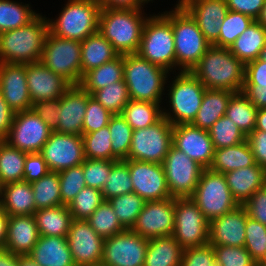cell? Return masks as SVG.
Wrapping results in <instances>:
<instances>
[{
    "mask_svg": "<svg viewBox=\"0 0 266 266\" xmlns=\"http://www.w3.org/2000/svg\"><path fill=\"white\" fill-rule=\"evenodd\" d=\"M190 72L207 89L243 90L245 65L229 48L211 45Z\"/></svg>",
    "mask_w": 266,
    "mask_h": 266,
    "instance_id": "6da1fadb",
    "label": "cell"
},
{
    "mask_svg": "<svg viewBox=\"0 0 266 266\" xmlns=\"http://www.w3.org/2000/svg\"><path fill=\"white\" fill-rule=\"evenodd\" d=\"M48 33V21L40 14L22 27L0 33V63L31 64L41 61Z\"/></svg>",
    "mask_w": 266,
    "mask_h": 266,
    "instance_id": "7a4b0ae2",
    "label": "cell"
},
{
    "mask_svg": "<svg viewBox=\"0 0 266 266\" xmlns=\"http://www.w3.org/2000/svg\"><path fill=\"white\" fill-rule=\"evenodd\" d=\"M143 15L142 9H101L98 31L119 55L137 53L148 19Z\"/></svg>",
    "mask_w": 266,
    "mask_h": 266,
    "instance_id": "3957f363",
    "label": "cell"
},
{
    "mask_svg": "<svg viewBox=\"0 0 266 266\" xmlns=\"http://www.w3.org/2000/svg\"><path fill=\"white\" fill-rule=\"evenodd\" d=\"M169 73L138 53L123 55V79L131 100L161 103Z\"/></svg>",
    "mask_w": 266,
    "mask_h": 266,
    "instance_id": "277c9868",
    "label": "cell"
},
{
    "mask_svg": "<svg viewBox=\"0 0 266 266\" xmlns=\"http://www.w3.org/2000/svg\"><path fill=\"white\" fill-rule=\"evenodd\" d=\"M172 24L176 66L181 71H191L211 44L199 29L195 20L183 8H174L163 14Z\"/></svg>",
    "mask_w": 266,
    "mask_h": 266,
    "instance_id": "5b68a950",
    "label": "cell"
},
{
    "mask_svg": "<svg viewBox=\"0 0 266 266\" xmlns=\"http://www.w3.org/2000/svg\"><path fill=\"white\" fill-rule=\"evenodd\" d=\"M100 6L95 0H68L56 20H49V32L82 42L98 32Z\"/></svg>",
    "mask_w": 266,
    "mask_h": 266,
    "instance_id": "8992f818",
    "label": "cell"
},
{
    "mask_svg": "<svg viewBox=\"0 0 266 266\" xmlns=\"http://www.w3.org/2000/svg\"><path fill=\"white\" fill-rule=\"evenodd\" d=\"M137 53L168 72L177 68L172 24L162 13L146 20Z\"/></svg>",
    "mask_w": 266,
    "mask_h": 266,
    "instance_id": "52a82bcc",
    "label": "cell"
},
{
    "mask_svg": "<svg viewBox=\"0 0 266 266\" xmlns=\"http://www.w3.org/2000/svg\"><path fill=\"white\" fill-rule=\"evenodd\" d=\"M206 89L191 72L180 71L172 80L169 94L167 93L173 114L163 109V117L173 125L191 124L196 118Z\"/></svg>",
    "mask_w": 266,
    "mask_h": 266,
    "instance_id": "ba28073f",
    "label": "cell"
},
{
    "mask_svg": "<svg viewBox=\"0 0 266 266\" xmlns=\"http://www.w3.org/2000/svg\"><path fill=\"white\" fill-rule=\"evenodd\" d=\"M190 198L210 222L239 206L230 192L224 174L203 169L199 182Z\"/></svg>",
    "mask_w": 266,
    "mask_h": 266,
    "instance_id": "9c48e42d",
    "label": "cell"
},
{
    "mask_svg": "<svg viewBox=\"0 0 266 266\" xmlns=\"http://www.w3.org/2000/svg\"><path fill=\"white\" fill-rule=\"evenodd\" d=\"M41 62L71 85H78L81 76V42L48 33Z\"/></svg>",
    "mask_w": 266,
    "mask_h": 266,
    "instance_id": "30bf717a",
    "label": "cell"
},
{
    "mask_svg": "<svg viewBox=\"0 0 266 266\" xmlns=\"http://www.w3.org/2000/svg\"><path fill=\"white\" fill-rule=\"evenodd\" d=\"M172 236L183 249L208 244L209 221L190 197H175Z\"/></svg>",
    "mask_w": 266,
    "mask_h": 266,
    "instance_id": "8fae6325",
    "label": "cell"
},
{
    "mask_svg": "<svg viewBox=\"0 0 266 266\" xmlns=\"http://www.w3.org/2000/svg\"><path fill=\"white\" fill-rule=\"evenodd\" d=\"M173 124L162 118L156 124L133 130L128 160L162 164L172 146Z\"/></svg>",
    "mask_w": 266,
    "mask_h": 266,
    "instance_id": "7c38bea8",
    "label": "cell"
},
{
    "mask_svg": "<svg viewBox=\"0 0 266 266\" xmlns=\"http://www.w3.org/2000/svg\"><path fill=\"white\" fill-rule=\"evenodd\" d=\"M162 166L167 186L172 197H190L199 182L203 167L173 145Z\"/></svg>",
    "mask_w": 266,
    "mask_h": 266,
    "instance_id": "4fadbf2b",
    "label": "cell"
},
{
    "mask_svg": "<svg viewBox=\"0 0 266 266\" xmlns=\"http://www.w3.org/2000/svg\"><path fill=\"white\" fill-rule=\"evenodd\" d=\"M148 240L131 229L104 240L100 266H144Z\"/></svg>",
    "mask_w": 266,
    "mask_h": 266,
    "instance_id": "5bb4252c",
    "label": "cell"
},
{
    "mask_svg": "<svg viewBox=\"0 0 266 266\" xmlns=\"http://www.w3.org/2000/svg\"><path fill=\"white\" fill-rule=\"evenodd\" d=\"M51 132L52 130L33 109H29L15 113L4 141L27 154L40 153Z\"/></svg>",
    "mask_w": 266,
    "mask_h": 266,
    "instance_id": "9a60e30c",
    "label": "cell"
},
{
    "mask_svg": "<svg viewBox=\"0 0 266 266\" xmlns=\"http://www.w3.org/2000/svg\"><path fill=\"white\" fill-rule=\"evenodd\" d=\"M174 218V197L159 201H146L131 230L147 240L172 236Z\"/></svg>",
    "mask_w": 266,
    "mask_h": 266,
    "instance_id": "2e32d148",
    "label": "cell"
},
{
    "mask_svg": "<svg viewBox=\"0 0 266 266\" xmlns=\"http://www.w3.org/2000/svg\"><path fill=\"white\" fill-rule=\"evenodd\" d=\"M40 154L49 170L57 173L81 165L85 160L82 136L52 131Z\"/></svg>",
    "mask_w": 266,
    "mask_h": 266,
    "instance_id": "e0dca14e",
    "label": "cell"
},
{
    "mask_svg": "<svg viewBox=\"0 0 266 266\" xmlns=\"http://www.w3.org/2000/svg\"><path fill=\"white\" fill-rule=\"evenodd\" d=\"M128 164L133 192L145 201L171 198L162 164L124 160Z\"/></svg>",
    "mask_w": 266,
    "mask_h": 266,
    "instance_id": "ac0fdd59",
    "label": "cell"
},
{
    "mask_svg": "<svg viewBox=\"0 0 266 266\" xmlns=\"http://www.w3.org/2000/svg\"><path fill=\"white\" fill-rule=\"evenodd\" d=\"M67 240L73 262L100 266L105 239L95 232L87 220L73 219Z\"/></svg>",
    "mask_w": 266,
    "mask_h": 266,
    "instance_id": "d6986e66",
    "label": "cell"
},
{
    "mask_svg": "<svg viewBox=\"0 0 266 266\" xmlns=\"http://www.w3.org/2000/svg\"><path fill=\"white\" fill-rule=\"evenodd\" d=\"M172 145L204 169L211 166L215 148L207 130L192 124L173 125Z\"/></svg>",
    "mask_w": 266,
    "mask_h": 266,
    "instance_id": "ffe728a7",
    "label": "cell"
},
{
    "mask_svg": "<svg viewBox=\"0 0 266 266\" xmlns=\"http://www.w3.org/2000/svg\"><path fill=\"white\" fill-rule=\"evenodd\" d=\"M180 7L191 15L211 45L219 39L222 20L228 12L226 0H179L175 8Z\"/></svg>",
    "mask_w": 266,
    "mask_h": 266,
    "instance_id": "44dd1931",
    "label": "cell"
},
{
    "mask_svg": "<svg viewBox=\"0 0 266 266\" xmlns=\"http://www.w3.org/2000/svg\"><path fill=\"white\" fill-rule=\"evenodd\" d=\"M26 79L32 104L60 98L72 85L41 61L26 64Z\"/></svg>",
    "mask_w": 266,
    "mask_h": 266,
    "instance_id": "7402d4cb",
    "label": "cell"
},
{
    "mask_svg": "<svg viewBox=\"0 0 266 266\" xmlns=\"http://www.w3.org/2000/svg\"><path fill=\"white\" fill-rule=\"evenodd\" d=\"M0 92L15 113L32 109L26 64L0 63Z\"/></svg>",
    "mask_w": 266,
    "mask_h": 266,
    "instance_id": "603a6c76",
    "label": "cell"
},
{
    "mask_svg": "<svg viewBox=\"0 0 266 266\" xmlns=\"http://www.w3.org/2000/svg\"><path fill=\"white\" fill-rule=\"evenodd\" d=\"M248 213L243 205L209 222L208 244L244 247Z\"/></svg>",
    "mask_w": 266,
    "mask_h": 266,
    "instance_id": "cb8c5ba5",
    "label": "cell"
},
{
    "mask_svg": "<svg viewBox=\"0 0 266 266\" xmlns=\"http://www.w3.org/2000/svg\"><path fill=\"white\" fill-rule=\"evenodd\" d=\"M90 94L79 85H72L61 97L56 132L81 135Z\"/></svg>",
    "mask_w": 266,
    "mask_h": 266,
    "instance_id": "d4e9b609",
    "label": "cell"
},
{
    "mask_svg": "<svg viewBox=\"0 0 266 266\" xmlns=\"http://www.w3.org/2000/svg\"><path fill=\"white\" fill-rule=\"evenodd\" d=\"M40 237L34 215L9 216L4 248L16 255H29Z\"/></svg>",
    "mask_w": 266,
    "mask_h": 266,
    "instance_id": "484cf974",
    "label": "cell"
},
{
    "mask_svg": "<svg viewBox=\"0 0 266 266\" xmlns=\"http://www.w3.org/2000/svg\"><path fill=\"white\" fill-rule=\"evenodd\" d=\"M231 194L239 205L266 184V170L257 163L253 166L232 170L224 174Z\"/></svg>",
    "mask_w": 266,
    "mask_h": 266,
    "instance_id": "4316f807",
    "label": "cell"
},
{
    "mask_svg": "<svg viewBox=\"0 0 266 266\" xmlns=\"http://www.w3.org/2000/svg\"><path fill=\"white\" fill-rule=\"evenodd\" d=\"M29 256L39 266H68L73 262L67 237L40 236Z\"/></svg>",
    "mask_w": 266,
    "mask_h": 266,
    "instance_id": "83f0119b",
    "label": "cell"
},
{
    "mask_svg": "<svg viewBox=\"0 0 266 266\" xmlns=\"http://www.w3.org/2000/svg\"><path fill=\"white\" fill-rule=\"evenodd\" d=\"M0 201L8 216L34 215L37 211L32 185L25 181L3 185Z\"/></svg>",
    "mask_w": 266,
    "mask_h": 266,
    "instance_id": "f1b7e54d",
    "label": "cell"
},
{
    "mask_svg": "<svg viewBox=\"0 0 266 266\" xmlns=\"http://www.w3.org/2000/svg\"><path fill=\"white\" fill-rule=\"evenodd\" d=\"M234 94L225 89H206L202 104L191 124L208 131L219 118L226 114L228 102Z\"/></svg>",
    "mask_w": 266,
    "mask_h": 266,
    "instance_id": "f546056e",
    "label": "cell"
},
{
    "mask_svg": "<svg viewBox=\"0 0 266 266\" xmlns=\"http://www.w3.org/2000/svg\"><path fill=\"white\" fill-rule=\"evenodd\" d=\"M256 164L253 152L247 140L242 143L215 149L210 170L225 174L226 172L241 169Z\"/></svg>",
    "mask_w": 266,
    "mask_h": 266,
    "instance_id": "4dcf8cb0",
    "label": "cell"
},
{
    "mask_svg": "<svg viewBox=\"0 0 266 266\" xmlns=\"http://www.w3.org/2000/svg\"><path fill=\"white\" fill-rule=\"evenodd\" d=\"M119 54L99 31L81 42V76L91 69L112 61Z\"/></svg>",
    "mask_w": 266,
    "mask_h": 266,
    "instance_id": "1f68e13d",
    "label": "cell"
},
{
    "mask_svg": "<svg viewBox=\"0 0 266 266\" xmlns=\"http://www.w3.org/2000/svg\"><path fill=\"white\" fill-rule=\"evenodd\" d=\"M266 44V28L254 20L229 47L230 52L244 65L259 58Z\"/></svg>",
    "mask_w": 266,
    "mask_h": 266,
    "instance_id": "d6a6232c",
    "label": "cell"
},
{
    "mask_svg": "<svg viewBox=\"0 0 266 266\" xmlns=\"http://www.w3.org/2000/svg\"><path fill=\"white\" fill-rule=\"evenodd\" d=\"M183 251L173 236L150 239L144 266H181Z\"/></svg>",
    "mask_w": 266,
    "mask_h": 266,
    "instance_id": "836d02e7",
    "label": "cell"
},
{
    "mask_svg": "<svg viewBox=\"0 0 266 266\" xmlns=\"http://www.w3.org/2000/svg\"><path fill=\"white\" fill-rule=\"evenodd\" d=\"M40 236L67 237L72 215L66 205L42 208L34 213Z\"/></svg>",
    "mask_w": 266,
    "mask_h": 266,
    "instance_id": "e575fe53",
    "label": "cell"
},
{
    "mask_svg": "<svg viewBox=\"0 0 266 266\" xmlns=\"http://www.w3.org/2000/svg\"><path fill=\"white\" fill-rule=\"evenodd\" d=\"M123 80V55H118L112 61L91 69L82 75L78 84L83 90L92 94L107 85Z\"/></svg>",
    "mask_w": 266,
    "mask_h": 266,
    "instance_id": "d590c367",
    "label": "cell"
},
{
    "mask_svg": "<svg viewBox=\"0 0 266 266\" xmlns=\"http://www.w3.org/2000/svg\"><path fill=\"white\" fill-rule=\"evenodd\" d=\"M159 103L130 100L121 115L133 130L150 127L163 118Z\"/></svg>",
    "mask_w": 266,
    "mask_h": 266,
    "instance_id": "8d00e7d4",
    "label": "cell"
},
{
    "mask_svg": "<svg viewBox=\"0 0 266 266\" xmlns=\"http://www.w3.org/2000/svg\"><path fill=\"white\" fill-rule=\"evenodd\" d=\"M26 155L6 141L0 142V180L3 185L23 181Z\"/></svg>",
    "mask_w": 266,
    "mask_h": 266,
    "instance_id": "74e56055",
    "label": "cell"
},
{
    "mask_svg": "<svg viewBox=\"0 0 266 266\" xmlns=\"http://www.w3.org/2000/svg\"><path fill=\"white\" fill-rule=\"evenodd\" d=\"M257 108L241 92L235 93L228 102L226 116L247 136L256 125Z\"/></svg>",
    "mask_w": 266,
    "mask_h": 266,
    "instance_id": "f35d334b",
    "label": "cell"
},
{
    "mask_svg": "<svg viewBox=\"0 0 266 266\" xmlns=\"http://www.w3.org/2000/svg\"><path fill=\"white\" fill-rule=\"evenodd\" d=\"M36 210L63 205L61 202L60 180L57 172L49 171L39 180L32 182Z\"/></svg>",
    "mask_w": 266,
    "mask_h": 266,
    "instance_id": "ab89813d",
    "label": "cell"
},
{
    "mask_svg": "<svg viewBox=\"0 0 266 266\" xmlns=\"http://www.w3.org/2000/svg\"><path fill=\"white\" fill-rule=\"evenodd\" d=\"M16 1L0 0V33L14 30L31 22L39 13Z\"/></svg>",
    "mask_w": 266,
    "mask_h": 266,
    "instance_id": "60d3db41",
    "label": "cell"
},
{
    "mask_svg": "<svg viewBox=\"0 0 266 266\" xmlns=\"http://www.w3.org/2000/svg\"><path fill=\"white\" fill-rule=\"evenodd\" d=\"M108 128L112 147V161L126 160L133 135L132 127L121 114L112 115Z\"/></svg>",
    "mask_w": 266,
    "mask_h": 266,
    "instance_id": "b9f144b4",
    "label": "cell"
},
{
    "mask_svg": "<svg viewBox=\"0 0 266 266\" xmlns=\"http://www.w3.org/2000/svg\"><path fill=\"white\" fill-rule=\"evenodd\" d=\"M108 201L125 229L133 227L146 203L142 197L134 192L110 198Z\"/></svg>",
    "mask_w": 266,
    "mask_h": 266,
    "instance_id": "7bdbcfd3",
    "label": "cell"
},
{
    "mask_svg": "<svg viewBox=\"0 0 266 266\" xmlns=\"http://www.w3.org/2000/svg\"><path fill=\"white\" fill-rule=\"evenodd\" d=\"M208 132L215 149L238 145L247 138L244 132L226 115L219 118Z\"/></svg>",
    "mask_w": 266,
    "mask_h": 266,
    "instance_id": "ee69618b",
    "label": "cell"
},
{
    "mask_svg": "<svg viewBox=\"0 0 266 266\" xmlns=\"http://www.w3.org/2000/svg\"><path fill=\"white\" fill-rule=\"evenodd\" d=\"M87 221L95 232L104 239L125 230L119 222L112 205L107 200L99 205Z\"/></svg>",
    "mask_w": 266,
    "mask_h": 266,
    "instance_id": "f6af8a7d",
    "label": "cell"
},
{
    "mask_svg": "<svg viewBox=\"0 0 266 266\" xmlns=\"http://www.w3.org/2000/svg\"><path fill=\"white\" fill-rule=\"evenodd\" d=\"M91 96L113 115L121 114L125 105L131 100L124 79L95 90Z\"/></svg>",
    "mask_w": 266,
    "mask_h": 266,
    "instance_id": "bcb514c9",
    "label": "cell"
},
{
    "mask_svg": "<svg viewBox=\"0 0 266 266\" xmlns=\"http://www.w3.org/2000/svg\"><path fill=\"white\" fill-rule=\"evenodd\" d=\"M253 21L245 14L228 10L222 20L219 39L213 45L229 48Z\"/></svg>",
    "mask_w": 266,
    "mask_h": 266,
    "instance_id": "7dc6e473",
    "label": "cell"
},
{
    "mask_svg": "<svg viewBox=\"0 0 266 266\" xmlns=\"http://www.w3.org/2000/svg\"><path fill=\"white\" fill-rule=\"evenodd\" d=\"M107 180L102 189L104 200L108 201L110 198L133 192L128 164L124 160H118L112 166Z\"/></svg>",
    "mask_w": 266,
    "mask_h": 266,
    "instance_id": "c3c4849f",
    "label": "cell"
},
{
    "mask_svg": "<svg viewBox=\"0 0 266 266\" xmlns=\"http://www.w3.org/2000/svg\"><path fill=\"white\" fill-rule=\"evenodd\" d=\"M108 126L83 134L84 156L87 159L112 160V147Z\"/></svg>",
    "mask_w": 266,
    "mask_h": 266,
    "instance_id": "681fc988",
    "label": "cell"
},
{
    "mask_svg": "<svg viewBox=\"0 0 266 266\" xmlns=\"http://www.w3.org/2000/svg\"><path fill=\"white\" fill-rule=\"evenodd\" d=\"M105 201L102 191L86 186L68 205V209L74 220H87Z\"/></svg>",
    "mask_w": 266,
    "mask_h": 266,
    "instance_id": "f907efd6",
    "label": "cell"
},
{
    "mask_svg": "<svg viewBox=\"0 0 266 266\" xmlns=\"http://www.w3.org/2000/svg\"><path fill=\"white\" fill-rule=\"evenodd\" d=\"M244 247L251 257L259 263L266 254V225L247 217Z\"/></svg>",
    "mask_w": 266,
    "mask_h": 266,
    "instance_id": "816d5d0a",
    "label": "cell"
},
{
    "mask_svg": "<svg viewBox=\"0 0 266 266\" xmlns=\"http://www.w3.org/2000/svg\"><path fill=\"white\" fill-rule=\"evenodd\" d=\"M61 202L68 206L75 196L86 187L82 164L58 173Z\"/></svg>",
    "mask_w": 266,
    "mask_h": 266,
    "instance_id": "f5cc1de1",
    "label": "cell"
},
{
    "mask_svg": "<svg viewBox=\"0 0 266 266\" xmlns=\"http://www.w3.org/2000/svg\"><path fill=\"white\" fill-rule=\"evenodd\" d=\"M116 162L112 160L85 158L82 163V169L86 186L102 191L108 182L107 177L110 174L111 168Z\"/></svg>",
    "mask_w": 266,
    "mask_h": 266,
    "instance_id": "db71d44e",
    "label": "cell"
},
{
    "mask_svg": "<svg viewBox=\"0 0 266 266\" xmlns=\"http://www.w3.org/2000/svg\"><path fill=\"white\" fill-rule=\"evenodd\" d=\"M217 266H256L245 247L212 245Z\"/></svg>",
    "mask_w": 266,
    "mask_h": 266,
    "instance_id": "11a10c76",
    "label": "cell"
},
{
    "mask_svg": "<svg viewBox=\"0 0 266 266\" xmlns=\"http://www.w3.org/2000/svg\"><path fill=\"white\" fill-rule=\"evenodd\" d=\"M113 114L106 110L91 94L88 96V103L85 112L82 135L97 131L108 126Z\"/></svg>",
    "mask_w": 266,
    "mask_h": 266,
    "instance_id": "9f6ffc18",
    "label": "cell"
},
{
    "mask_svg": "<svg viewBox=\"0 0 266 266\" xmlns=\"http://www.w3.org/2000/svg\"><path fill=\"white\" fill-rule=\"evenodd\" d=\"M181 266H217L213 246L207 244L184 249Z\"/></svg>",
    "mask_w": 266,
    "mask_h": 266,
    "instance_id": "6f0895ef",
    "label": "cell"
},
{
    "mask_svg": "<svg viewBox=\"0 0 266 266\" xmlns=\"http://www.w3.org/2000/svg\"><path fill=\"white\" fill-rule=\"evenodd\" d=\"M60 98L35 102L33 111L48 125L52 131H56L59 125Z\"/></svg>",
    "mask_w": 266,
    "mask_h": 266,
    "instance_id": "680465c9",
    "label": "cell"
},
{
    "mask_svg": "<svg viewBox=\"0 0 266 266\" xmlns=\"http://www.w3.org/2000/svg\"><path fill=\"white\" fill-rule=\"evenodd\" d=\"M49 171L47 163L40 153L26 155L23 181L28 183L35 182L45 176Z\"/></svg>",
    "mask_w": 266,
    "mask_h": 266,
    "instance_id": "91938a15",
    "label": "cell"
},
{
    "mask_svg": "<svg viewBox=\"0 0 266 266\" xmlns=\"http://www.w3.org/2000/svg\"><path fill=\"white\" fill-rule=\"evenodd\" d=\"M243 206L250 218L266 225V184L253 193Z\"/></svg>",
    "mask_w": 266,
    "mask_h": 266,
    "instance_id": "94428289",
    "label": "cell"
},
{
    "mask_svg": "<svg viewBox=\"0 0 266 266\" xmlns=\"http://www.w3.org/2000/svg\"><path fill=\"white\" fill-rule=\"evenodd\" d=\"M244 85L266 87V61L257 58L245 65Z\"/></svg>",
    "mask_w": 266,
    "mask_h": 266,
    "instance_id": "6125c7cd",
    "label": "cell"
},
{
    "mask_svg": "<svg viewBox=\"0 0 266 266\" xmlns=\"http://www.w3.org/2000/svg\"><path fill=\"white\" fill-rule=\"evenodd\" d=\"M246 140L253 152L256 163L266 170V132L253 130Z\"/></svg>",
    "mask_w": 266,
    "mask_h": 266,
    "instance_id": "be15d7a7",
    "label": "cell"
},
{
    "mask_svg": "<svg viewBox=\"0 0 266 266\" xmlns=\"http://www.w3.org/2000/svg\"><path fill=\"white\" fill-rule=\"evenodd\" d=\"M228 10L239 12L256 20L265 0H226Z\"/></svg>",
    "mask_w": 266,
    "mask_h": 266,
    "instance_id": "e7e4bbea",
    "label": "cell"
},
{
    "mask_svg": "<svg viewBox=\"0 0 266 266\" xmlns=\"http://www.w3.org/2000/svg\"><path fill=\"white\" fill-rule=\"evenodd\" d=\"M15 112L9 107L0 92V139L4 140L12 126Z\"/></svg>",
    "mask_w": 266,
    "mask_h": 266,
    "instance_id": "03108f58",
    "label": "cell"
},
{
    "mask_svg": "<svg viewBox=\"0 0 266 266\" xmlns=\"http://www.w3.org/2000/svg\"><path fill=\"white\" fill-rule=\"evenodd\" d=\"M242 93L257 109L266 108V87L244 85Z\"/></svg>",
    "mask_w": 266,
    "mask_h": 266,
    "instance_id": "003e7915",
    "label": "cell"
},
{
    "mask_svg": "<svg viewBox=\"0 0 266 266\" xmlns=\"http://www.w3.org/2000/svg\"><path fill=\"white\" fill-rule=\"evenodd\" d=\"M100 9H143L142 0H95Z\"/></svg>",
    "mask_w": 266,
    "mask_h": 266,
    "instance_id": "a7ac6f4b",
    "label": "cell"
},
{
    "mask_svg": "<svg viewBox=\"0 0 266 266\" xmlns=\"http://www.w3.org/2000/svg\"><path fill=\"white\" fill-rule=\"evenodd\" d=\"M0 266H19V256L5 248L0 249Z\"/></svg>",
    "mask_w": 266,
    "mask_h": 266,
    "instance_id": "89a4df30",
    "label": "cell"
},
{
    "mask_svg": "<svg viewBox=\"0 0 266 266\" xmlns=\"http://www.w3.org/2000/svg\"><path fill=\"white\" fill-rule=\"evenodd\" d=\"M8 217L9 216L3 210L0 211V249L4 248L5 245Z\"/></svg>",
    "mask_w": 266,
    "mask_h": 266,
    "instance_id": "2644e50d",
    "label": "cell"
},
{
    "mask_svg": "<svg viewBox=\"0 0 266 266\" xmlns=\"http://www.w3.org/2000/svg\"><path fill=\"white\" fill-rule=\"evenodd\" d=\"M254 130L266 132V108L257 110L256 125Z\"/></svg>",
    "mask_w": 266,
    "mask_h": 266,
    "instance_id": "8c879c8a",
    "label": "cell"
},
{
    "mask_svg": "<svg viewBox=\"0 0 266 266\" xmlns=\"http://www.w3.org/2000/svg\"><path fill=\"white\" fill-rule=\"evenodd\" d=\"M19 266H39L29 255H19Z\"/></svg>",
    "mask_w": 266,
    "mask_h": 266,
    "instance_id": "753ad0ef",
    "label": "cell"
},
{
    "mask_svg": "<svg viewBox=\"0 0 266 266\" xmlns=\"http://www.w3.org/2000/svg\"><path fill=\"white\" fill-rule=\"evenodd\" d=\"M256 21L263 26L264 28H266V0H265V4L263 5L261 12L259 14V16L257 17Z\"/></svg>",
    "mask_w": 266,
    "mask_h": 266,
    "instance_id": "34e18365",
    "label": "cell"
},
{
    "mask_svg": "<svg viewBox=\"0 0 266 266\" xmlns=\"http://www.w3.org/2000/svg\"><path fill=\"white\" fill-rule=\"evenodd\" d=\"M259 59L262 60V61H266V44H265V46L263 47V49H262V51L260 53Z\"/></svg>",
    "mask_w": 266,
    "mask_h": 266,
    "instance_id": "11e5206c",
    "label": "cell"
},
{
    "mask_svg": "<svg viewBox=\"0 0 266 266\" xmlns=\"http://www.w3.org/2000/svg\"><path fill=\"white\" fill-rule=\"evenodd\" d=\"M260 265L262 266H266V254L265 256L261 259V261L259 262Z\"/></svg>",
    "mask_w": 266,
    "mask_h": 266,
    "instance_id": "2a66077c",
    "label": "cell"
},
{
    "mask_svg": "<svg viewBox=\"0 0 266 266\" xmlns=\"http://www.w3.org/2000/svg\"><path fill=\"white\" fill-rule=\"evenodd\" d=\"M68 266H86L84 264H81V263H77V262H72L70 265Z\"/></svg>",
    "mask_w": 266,
    "mask_h": 266,
    "instance_id": "b9fcfbb0",
    "label": "cell"
},
{
    "mask_svg": "<svg viewBox=\"0 0 266 266\" xmlns=\"http://www.w3.org/2000/svg\"><path fill=\"white\" fill-rule=\"evenodd\" d=\"M2 189H3V184H2V182L0 180V200H1V195H2Z\"/></svg>",
    "mask_w": 266,
    "mask_h": 266,
    "instance_id": "09005b40",
    "label": "cell"
},
{
    "mask_svg": "<svg viewBox=\"0 0 266 266\" xmlns=\"http://www.w3.org/2000/svg\"><path fill=\"white\" fill-rule=\"evenodd\" d=\"M142 1H143L144 4H145V3L148 4V2H150L151 0H142Z\"/></svg>",
    "mask_w": 266,
    "mask_h": 266,
    "instance_id": "979ff035",
    "label": "cell"
}]
</instances>
